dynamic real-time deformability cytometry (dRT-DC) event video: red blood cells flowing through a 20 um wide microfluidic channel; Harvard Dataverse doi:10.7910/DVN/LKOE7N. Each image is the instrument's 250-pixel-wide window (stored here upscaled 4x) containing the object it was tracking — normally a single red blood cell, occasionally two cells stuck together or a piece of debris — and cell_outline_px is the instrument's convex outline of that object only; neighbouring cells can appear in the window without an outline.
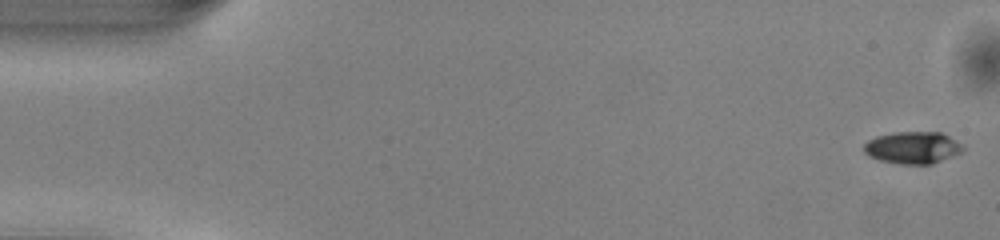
{"species": "common noctule bat (a hibernating species)", "species_latin": "Nyctalus noctula", "temperature_condition": "warm", "stored_images_in_passage": 50, "camera_frame_rate_fps": 3000, "um_per_image_px": 0.085, "animal": {"sex": "male", "body_mass_g": 13.0, "forearm_length_mm": 53.1}, "frame": {"image": 1, "passage_image": 1, "time_ms": 0.0, "image_size_px": [1000, 240], "cell_outline_px": [[964, 148], [960, 152], [932, 164], [900, 164], [880, 160], [868, 156], [864, 152], [864, 144], [868, 140], [876, 136], [892, 132], [940, 132], [964, 144]], "centroid_in_image_um": [77.56, 12.54], "position_along_channel_um": 7.4, "area_um2": 18.5}}
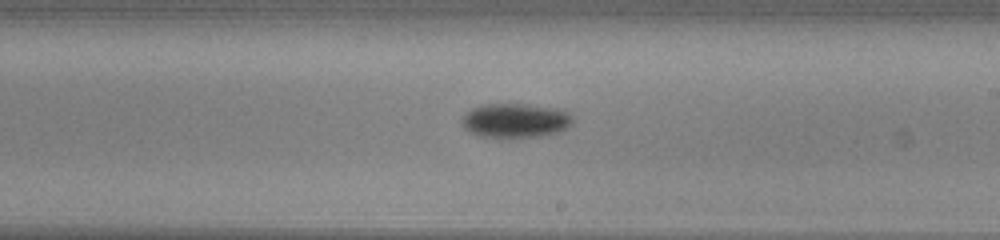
{"frame": {"image": 2, "passage_image": 29, "time_ms": 9.333, "image_size_px": [1000, 240], "cell_outline_px": [[572, 124], [560, 132], [540, 136], [500, 140], [480, 136], [464, 128], [460, 124], [460, 120], [472, 108], [480, 104], [528, 104], [560, 108], [572, 120]], "centroid_in_image_um": [43.76, 10.27], "position_along_channel_um": 245.2, "area_um2": 22.72}}
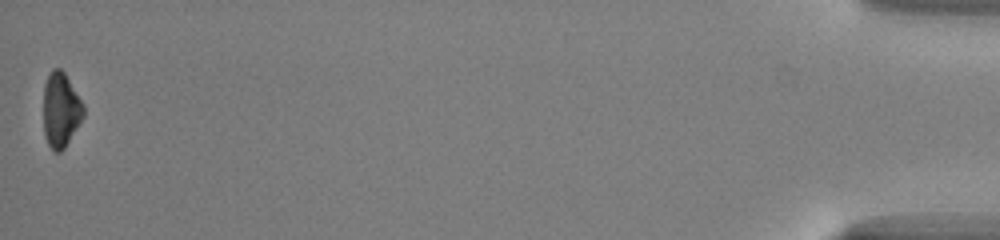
{"frame": {"image": 3, "passage_image": 50, "time_ms": 16.333, "image_size_px": [1000, 240], "cell_outline_px": [[84, 116], [64, 148], [60, 152], [52, 152], [44, 136], [44, 84], [52, 68], [60, 68], [64, 72], [84, 104]], "centroid_in_image_um": [5.16, 9.35], "position_along_channel_um": 430.0, "area_um2": 17.46}, "authors_computed_cell_mechanics": {"area_um2": 19.4497, "velocity_mm_per_s": 4.0959, "shape_relaxation_time_tau1_ms": 1.8802, "shape_relaxation_time_tau2_ms": null, "deformation_change_tau1": 0.1066, "deformation_change_tau2": null}}